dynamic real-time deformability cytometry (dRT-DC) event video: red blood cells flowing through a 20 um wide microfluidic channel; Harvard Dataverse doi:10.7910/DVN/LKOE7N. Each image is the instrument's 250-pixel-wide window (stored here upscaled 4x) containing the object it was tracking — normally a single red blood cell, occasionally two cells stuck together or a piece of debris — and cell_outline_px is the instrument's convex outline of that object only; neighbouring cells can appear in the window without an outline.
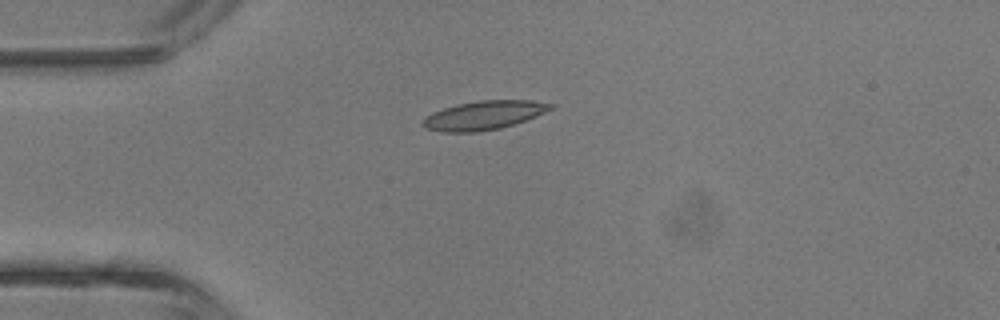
{"species": "common noctule bat (a hibernating species)", "species_latin": "Nyctalus noctula", "temperature_condition": "room temperature", "stored_images_in_passage": 32, "camera_frame_rate_fps": 3000, "um_per_image_px": 0.085, "animal": {"sex": "male", "body_mass_g": 13.3}, "frame": {"image": 1, "passage_image": 1, "time_ms": 0.0, "image_size_px": [1000, 320], "cell_outline_px": [[556, 104], [552, 108], [536, 116], [500, 128], [476, 132], [440, 132], [424, 128], [420, 124], [424, 116], [432, 112], [456, 104], [480, 100], [532, 100]], "centroid_in_image_um": [41.06, 9.79], "position_along_channel_um": 43.9, "area_um2": 21.56}}
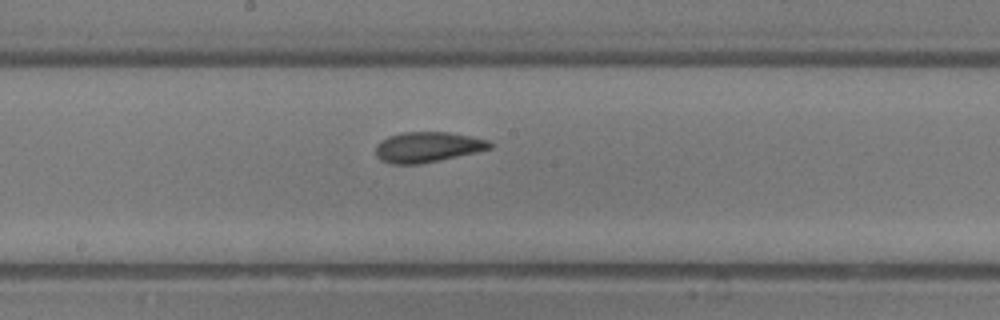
{"frame": {"image": 2, "passage_image": 13, "time_ms": 4.0, "image_size_px": [1000, 320], "cell_outline_px": [[492, 148], [476, 152], [420, 164], [392, 164], [380, 160], [376, 156], [376, 144], [380, 140], [388, 136], [400, 132], [448, 132], [472, 136], [488, 140], [492, 144]], "centroid_in_image_um": [36.31, 12.49], "position_along_channel_um": 211.9, "area_um2": 20.29}}
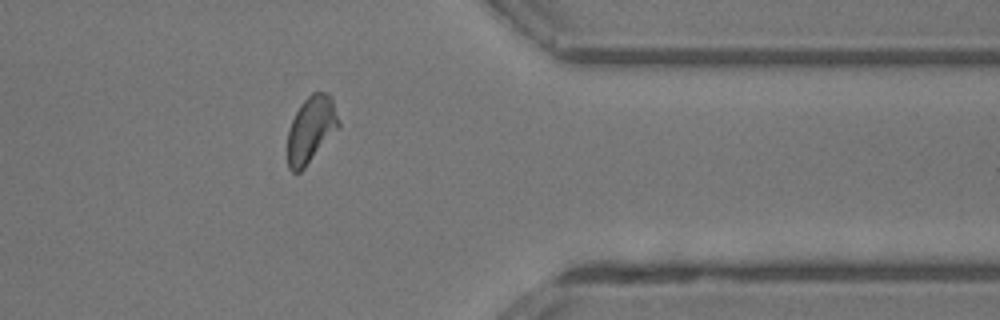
{"frame": {"image": 3, "passage_image": 25, "time_ms": 8.0, "image_size_px": [1000, 320], "cell_outline_px": [[340, 128], [304, 168], [300, 172], [292, 172], [288, 168], [288, 132], [292, 120], [300, 104], [312, 92], [328, 92], [332, 96], [340, 124]], "centroid_in_image_um": [26.46, 10.99], "position_along_channel_um": 384.9, "area_um2": 19.94}, "authors_computed_cell_mechanics": {"area_um2": 20.1144, "velocity_mm_per_s": 4.7126, "shape_relaxation_time_tau1_ms": 2.6404, "shape_relaxation_time_tau2_ms": 1.125, "deformation_change_tau1": 0.1122, "deformation_change_tau2": 0.0538}}